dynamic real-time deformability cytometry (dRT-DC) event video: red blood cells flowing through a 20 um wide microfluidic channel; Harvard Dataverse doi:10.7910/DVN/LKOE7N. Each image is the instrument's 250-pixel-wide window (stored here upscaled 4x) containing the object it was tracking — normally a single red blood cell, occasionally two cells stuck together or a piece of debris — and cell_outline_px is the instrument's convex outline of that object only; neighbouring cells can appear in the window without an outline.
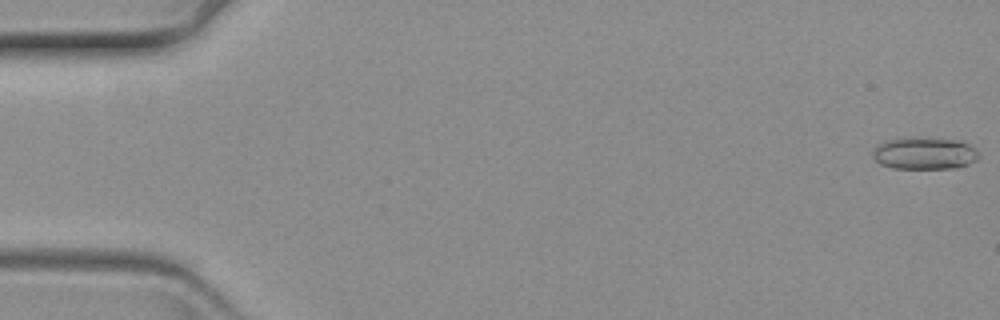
{"species": "common noctule bat (a hibernating species)", "species_latin": "Nyctalus noctula", "temperature_condition": "warm", "stored_images_in_passage": 8, "camera_frame_rate_fps": 3000, "um_per_image_px": 0.085, "animal": {"sex": "female", "body_mass_g": 19.3, "forearm_length_mm": 54.1}, "frame": {"image": 1, "passage_image": 1, "time_ms": 0.0, "image_size_px": [1000, 320], "cell_outline_px": [[976, 160], [968, 164], [956, 168], [892, 168], [880, 164], [872, 156], [872, 152], [880, 144], [892, 140], [964, 140], [972, 144], [976, 148]], "centroid_in_image_um": [78.64, 13.08], "position_along_channel_um": 6.4, "area_um2": 18.96}}